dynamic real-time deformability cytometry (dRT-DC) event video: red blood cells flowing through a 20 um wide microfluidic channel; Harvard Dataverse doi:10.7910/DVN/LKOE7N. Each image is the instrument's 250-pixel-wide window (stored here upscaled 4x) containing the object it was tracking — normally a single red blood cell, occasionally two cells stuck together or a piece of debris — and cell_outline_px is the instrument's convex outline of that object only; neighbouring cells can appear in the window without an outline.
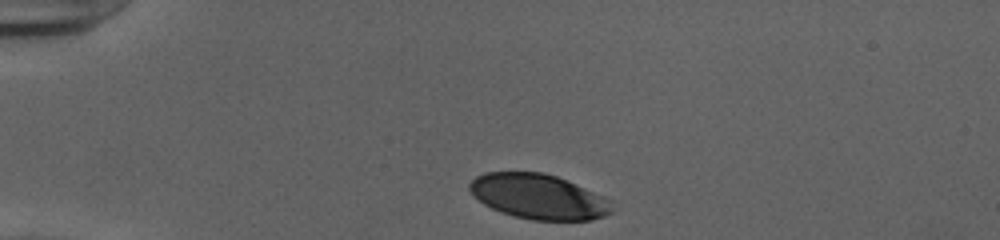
{"species": "human", "species_latin": "Homo sapiens", "temperature_condition": "cold", "stored_images_in_passage": 33, "camera_frame_rate_fps": 3000, "um_per_image_px": 0.085, "donor": {"sex": "female"}, "frame": {"image": 1, "passage_image": 1, "time_ms": 0.0, "image_size_px": [1000, 240], "cell_outline_px": [[616, 208], [612, 212], [604, 216], [592, 220], [532, 220], [500, 212], [484, 204], [472, 196], [468, 188], [468, 184], [476, 176], [484, 172], [544, 172], [556, 176], [616, 200]], "centroid_in_image_um": [45.84, 16.71], "position_along_channel_um": 39.2, "area_um2": 37.97}}
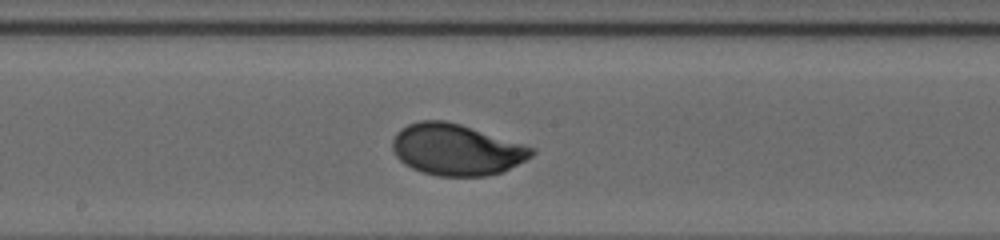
{"frame": {"image": 2, "passage_image": 18, "time_ms": 5.667, "image_size_px": [1000, 240], "cell_outline_px": [[536, 152], [532, 156], [500, 172], [488, 176], [440, 176], [424, 172], [412, 168], [404, 164], [396, 156], [392, 148], [392, 140], [396, 132], [400, 128], [408, 124], [420, 120], [444, 120], [460, 124], [536, 148]], "centroid_in_image_um": [38.76, 12.71], "position_along_channel_um": 209.4, "area_um2": 41.44}}
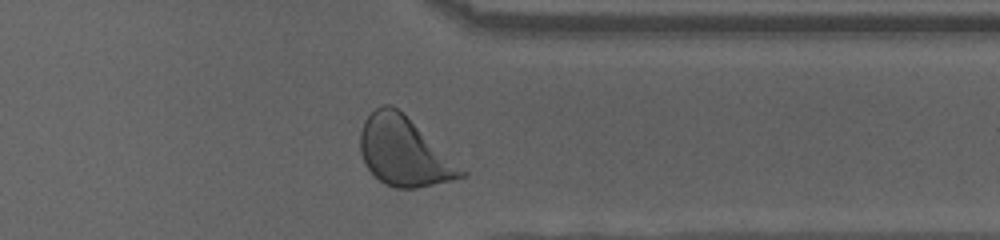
{"frame": {"image": 3, "passage_image": 31, "time_ms": 10.0, "image_size_px": [1000, 240], "cell_outline_px": [[468, 176], [452, 180], [416, 188], [392, 188], [384, 184], [364, 164], [360, 152], [360, 132], [364, 120], [376, 108], [384, 104], [388, 104], [396, 108], [464, 168], [468, 172]], "centroid_in_image_um": [34.34, 12.92], "position_along_channel_um": 377.1, "area_um2": 40.0}, "authors_computed_cell_mechanics": {"area_um2": 40.6334, "velocity_mm_per_s": 3.8969, "shape_relaxation_time_tau1_ms": 2.2096, "shape_relaxation_time_tau2_ms": null, "deformation_change_tau1": 0.1569, "deformation_change_tau2": null}}